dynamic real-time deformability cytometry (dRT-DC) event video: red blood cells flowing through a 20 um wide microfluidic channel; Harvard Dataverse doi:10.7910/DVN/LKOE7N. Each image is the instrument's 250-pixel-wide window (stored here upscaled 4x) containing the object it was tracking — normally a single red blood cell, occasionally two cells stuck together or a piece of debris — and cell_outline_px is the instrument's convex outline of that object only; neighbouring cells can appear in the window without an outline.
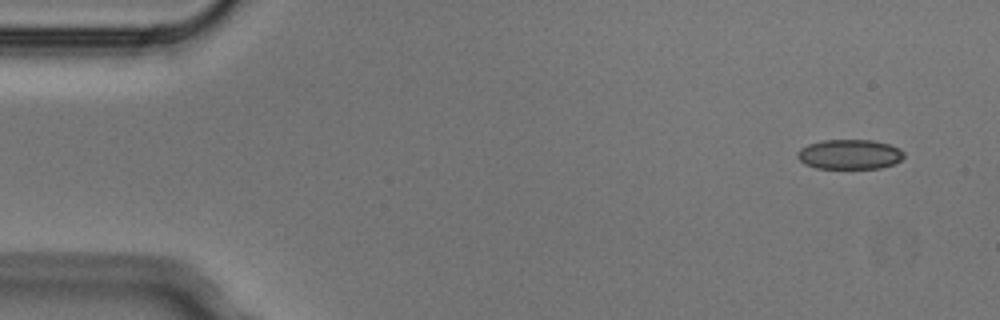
{"species": "Egyptian fruit bat (a non-hibernating species)", "species_latin": "Rousettus aegyptiacus", "temperature_condition": "cold", "stored_images_in_passage": 3, "camera_frame_rate_fps": 3000, "um_per_image_px": 0.085, "animal": {"sex": "male"}, "frame": {"image": 1, "passage_image": 1, "time_ms": 0.0, "image_size_px": [1000, 320], "cell_outline_px": [[904, 156], [900, 160], [892, 164], [880, 168], [816, 168], [804, 164], [796, 156], [796, 152], [800, 148], [808, 144], [824, 140], [872, 140], [888, 144], [900, 148], [904, 152]], "centroid_in_image_um": [72.19, 13.11], "position_along_channel_um": 12.8, "area_um2": 18.5}}